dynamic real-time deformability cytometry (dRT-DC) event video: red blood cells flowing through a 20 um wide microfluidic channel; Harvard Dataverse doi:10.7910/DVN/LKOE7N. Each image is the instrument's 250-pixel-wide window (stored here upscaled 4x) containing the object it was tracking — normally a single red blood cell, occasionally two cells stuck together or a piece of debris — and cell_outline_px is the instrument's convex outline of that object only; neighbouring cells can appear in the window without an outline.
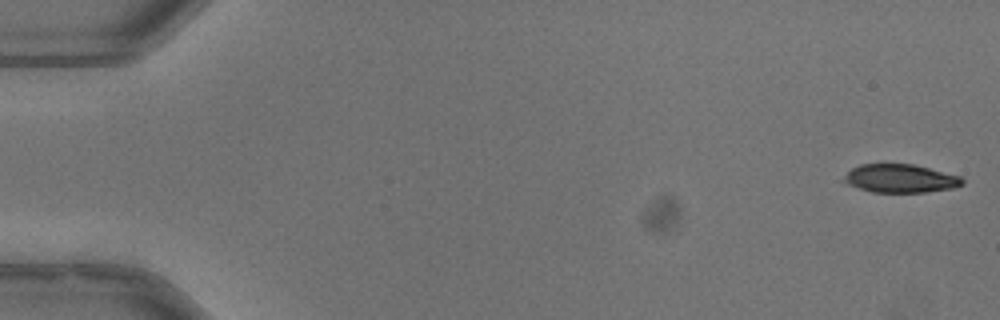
{"species": "common noctule bat (a hibernating species)", "species_latin": "Nyctalus noctula", "temperature_condition": "warm", "stored_images_in_passage": 12, "camera_frame_rate_fps": 3000, "um_per_image_px": 0.085, "animal": {"sex": "male", "body_mass_g": 13.3}, "frame": {"image": 1, "passage_image": 1, "time_ms": 0.0, "image_size_px": [1000, 320], "cell_outline_px": [[964, 184], [952, 188], [924, 192], [872, 192], [848, 184], [840, 180], [852, 168], [860, 164], [912, 164], [960, 176], [964, 180]], "centroid_in_image_um": [76.51, 15.17], "position_along_channel_um": 8.5, "area_um2": 19.42}}